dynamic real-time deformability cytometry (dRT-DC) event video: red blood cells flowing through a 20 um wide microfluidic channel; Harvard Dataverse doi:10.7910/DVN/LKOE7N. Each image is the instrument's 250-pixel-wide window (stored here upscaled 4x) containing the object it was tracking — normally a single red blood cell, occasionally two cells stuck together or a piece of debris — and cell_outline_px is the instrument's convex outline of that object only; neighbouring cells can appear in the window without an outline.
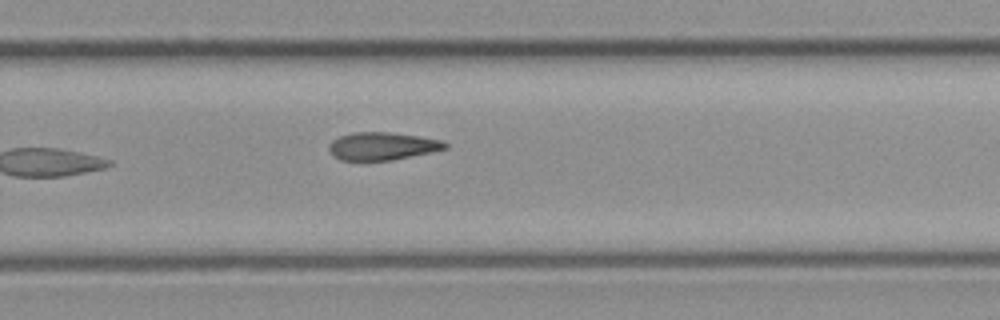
{"species": "common noctule bat (a hibernating species)", "species_latin": "Nyctalus noctula", "temperature_condition": "cold", "stored_images_in_passage": 20, "camera_frame_rate_fps": 3000, "um_per_image_px": 0.085, "animal": {"sex": "female", "body_mass_g": 21.9}, "frame": {"image": 1, "passage_image": 20, "time_ms": 6.333, "image_size_px": [1000, 320], "cell_outline_px": [[448, 148], [432, 152], [392, 160], [340, 160], [332, 156], [328, 148], [328, 144], [332, 140], [340, 136], [352, 132], [388, 132], [416, 136], [440, 140], [448, 144]], "centroid_in_image_um": [32.45, 12.42], "position_along_channel_um": 297.3, "area_um2": 18.79}}